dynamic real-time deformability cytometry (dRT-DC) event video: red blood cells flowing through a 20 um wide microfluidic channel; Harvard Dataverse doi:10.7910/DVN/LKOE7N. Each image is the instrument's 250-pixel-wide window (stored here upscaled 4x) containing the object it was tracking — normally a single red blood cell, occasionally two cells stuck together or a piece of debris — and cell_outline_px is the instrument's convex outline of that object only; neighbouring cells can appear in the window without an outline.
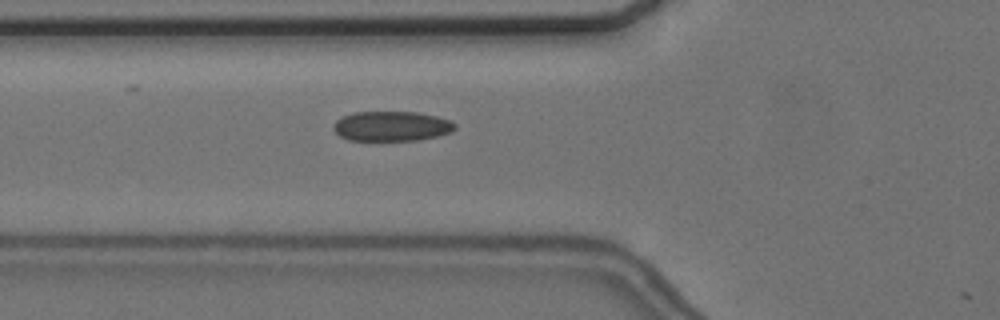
{"species": "common noctule bat (a hibernating species)", "species_latin": "Nyctalus noctula", "temperature_condition": "cold", "stored_images_in_passage": 22, "camera_frame_rate_fps": 3000, "um_per_image_px": 0.085, "animal": {"sex": "female", "body_mass_g": 24.6, "forearm_length_mm": 56.2}, "frame": {"image": 1, "passage_image": 21, "time_ms": 6.667, "image_size_px": [1000, 320], "cell_outline_px": [[456, 128], [452, 132], [420, 140], [348, 140], [340, 136], [332, 128], [336, 120], [352, 112], [416, 112], [436, 116], [452, 120], [456, 124]], "centroid_in_image_um": [33.31, 10.72], "position_along_channel_um": 92.5, "area_um2": 21.21}}